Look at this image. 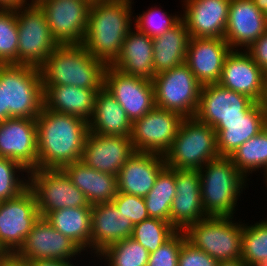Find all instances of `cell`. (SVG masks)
Wrapping results in <instances>:
<instances>
[{
  "mask_svg": "<svg viewBox=\"0 0 267 266\" xmlns=\"http://www.w3.org/2000/svg\"><path fill=\"white\" fill-rule=\"evenodd\" d=\"M239 172L248 180L254 172L263 173L267 177V126L257 135L239 146L230 156Z\"/></svg>",
  "mask_w": 267,
  "mask_h": 266,
  "instance_id": "33",
  "label": "cell"
},
{
  "mask_svg": "<svg viewBox=\"0 0 267 266\" xmlns=\"http://www.w3.org/2000/svg\"><path fill=\"white\" fill-rule=\"evenodd\" d=\"M152 82L156 107L195 117L201 85L186 63L155 75Z\"/></svg>",
  "mask_w": 267,
  "mask_h": 266,
  "instance_id": "8",
  "label": "cell"
},
{
  "mask_svg": "<svg viewBox=\"0 0 267 266\" xmlns=\"http://www.w3.org/2000/svg\"><path fill=\"white\" fill-rule=\"evenodd\" d=\"M176 169L164 167L150 192L144 197L149 217L170 222V209L176 195Z\"/></svg>",
  "mask_w": 267,
  "mask_h": 266,
  "instance_id": "34",
  "label": "cell"
},
{
  "mask_svg": "<svg viewBox=\"0 0 267 266\" xmlns=\"http://www.w3.org/2000/svg\"><path fill=\"white\" fill-rule=\"evenodd\" d=\"M158 5L142 11L141 14L134 15V26L139 31L146 33L149 37H156L163 34L169 28H172L181 20L180 14H168L164 12L162 7L157 8Z\"/></svg>",
  "mask_w": 267,
  "mask_h": 266,
  "instance_id": "40",
  "label": "cell"
},
{
  "mask_svg": "<svg viewBox=\"0 0 267 266\" xmlns=\"http://www.w3.org/2000/svg\"><path fill=\"white\" fill-rule=\"evenodd\" d=\"M16 8H0V64H18Z\"/></svg>",
  "mask_w": 267,
  "mask_h": 266,
  "instance_id": "39",
  "label": "cell"
},
{
  "mask_svg": "<svg viewBox=\"0 0 267 266\" xmlns=\"http://www.w3.org/2000/svg\"><path fill=\"white\" fill-rule=\"evenodd\" d=\"M32 3V0H0V8H17Z\"/></svg>",
  "mask_w": 267,
  "mask_h": 266,
  "instance_id": "47",
  "label": "cell"
},
{
  "mask_svg": "<svg viewBox=\"0 0 267 266\" xmlns=\"http://www.w3.org/2000/svg\"><path fill=\"white\" fill-rule=\"evenodd\" d=\"M40 218L37 200L30 187L18 196L0 202V248L14 254Z\"/></svg>",
  "mask_w": 267,
  "mask_h": 266,
  "instance_id": "11",
  "label": "cell"
},
{
  "mask_svg": "<svg viewBox=\"0 0 267 266\" xmlns=\"http://www.w3.org/2000/svg\"><path fill=\"white\" fill-rule=\"evenodd\" d=\"M5 120L4 85H0V122Z\"/></svg>",
  "mask_w": 267,
  "mask_h": 266,
  "instance_id": "48",
  "label": "cell"
},
{
  "mask_svg": "<svg viewBox=\"0 0 267 266\" xmlns=\"http://www.w3.org/2000/svg\"><path fill=\"white\" fill-rule=\"evenodd\" d=\"M230 2L231 0H182L181 19L190 37L224 38Z\"/></svg>",
  "mask_w": 267,
  "mask_h": 266,
  "instance_id": "20",
  "label": "cell"
},
{
  "mask_svg": "<svg viewBox=\"0 0 267 266\" xmlns=\"http://www.w3.org/2000/svg\"><path fill=\"white\" fill-rule=\"evenodd\" d=\"M254 5L264 14L266 15L267 19V0H252Z\"/></svg>",
  "mask_w": 267,
  "mask_h": 266,
  "instance_id": "50",
  "label": "cell"
},
{
  "mask_svg": "<svg viewBox=\"0 0 267 266\" xmlns=\"http://www.w3.org/2000/svg\"><path fill=\"white\" fill-rule=\"evenodd\" d=\"M0 266H30L29 261L14 254H4L0 258Z\"/></svg>",
  "mask_w": 267,
  "mask_h": 266,
  "instance_id": "45",
  "label": "cell"
},
{
  "mask_svg": "<svg viewBox=\"0 0 267 266\" xmlns=\"http://www.w3.org/2000/svg\"><path fill=\"white\" fill-rule=\"evenodd\" d=\"M186 239L184 231H177L156 251L149 254L147 266H178L181 246Z\"/></svg>",
  "mask_w": 267,
  "mask_h": 266,
  "instance_id": "41",
  "label": "cell"
},
{
  "mask_svg": "<svg viewBox=\"0 0 267 266\" xmlns=\"http://www.w3.org/2000/svg\"><path fill=\"white\" fill-rule=\"evenodd\" d=\"M245 51L267 73V31Z\"/></svg>",
  "mask_w": 267,
  "mask_h": 266,
  "instance_id": "44",
  "label": "cell"
},
{
  "mask_svg": "<svg viewBox=\"0 0 267 266\" xmlns=\"http://www.w3.org/2000/svg\"><path fill=\"white\" fill-rule=\"evenodd\" d=\"M0 85H4L5 120L38 117L43 108V84L39 68L0 64Z\"/></svg>",
  "mask_w": 267,
  "mask_h": 266,
  "instance_id": "5",
  "label": "cell"
},
{
  "mask_svg": "<svg viewBox=\"0 0 267 266\" xmlns=\"http://www.w3.org/2000/svg\"><path fill=\"white\" fill-rule=\"evenodd\" d=\"M249 266H267V258L251 263Z\"/></svg>",
  "mask_w": 267,
  "mask_h": 266,
  "instance_id": "51",
  "label": "cell"
},
{
  "mask_svg": "<svg viewBox=\"0 0 267 266\" xmlns=\"http://www.w3.org/2000/svg\"><path fill=\"white\" fill-rule=\"evenodd\" d=\"M218 84L255 102H265L267 73L243 50H231L226 56Z\"/></svg>",
  "mask_w": 267,
  "mask_h": 266,
  "instance_id": "16",
  "label": "cell"
},
{
  "mask_svg": "<svg viewBox=\"0 0 267 266\" xmlns=\"http://www.w3.org/2000/svg\"><path fill=\"white\" fill-rule=\"evenodd\" d=\"M231 48L224 38L190 37L186 64L201 86L218 84Z\"/></svg>",
  "mask_w": 267,
  "mask_h": 266,
  "instance_id": "22",
  "label": "cell"
},
{
  "mask_svg": "<svg viewBox=\"0 0 267 266\" xmlns=\"http://www.w3.org/2000/svg\"><path fill=\"white\" fill-rule=\"evenodd\" d=\"M266 31V15L252 0H231L224 35L231 50L245 51Z\"/></svg>",
  "mask_w": 267,
  "mask_h": 266,
  "instance_id": "21",
  "label": "cell"
},
{
  "mask_svg": "<svg viewBox=\"0 0 267 266\" xmlns=\"http://www.w3.org/2000/svg\"><path fill=\"white\" fill-rule=\"evenodd\" d=\"M135 152L130 137L89 132L81 161L97 171L117 176L121 167Z\"/></svg>",
  "mask_w": 267,
  "mask_h": 266,
  "instance_id": "19",
  "label": "cell"
},
{
  "mask_svg": "<svg viewBox=\"0 0 267 266\" xmlns=\"http://www.w3.org/2000/svg\"><path fill=\"white\" fill-rule=\"evenodd\" d=\"M74 261L66 260H31L29 261L30 266H77L74 265Z\"/></svg>",
  "mask_w": 267,
  "mask_h": 266,
  "instance_id": "46",
  "label": "cell"
},
{
  "mask_svg": "<svg viewBox=\"0 0 267 266\" xmlns=\"http://www.w3.org/2000/svg\"><path fill=\"white\" fill-rule=\"evenodd\" d=\"M112 67L124 74L153 80V38L136 27L125 36L121 51Z\"/></svg>",
  "mask_w": 267,
  "mask_h": 266,
  "instance_id": "27",
  "label": "cell"
},
{
  "mask_svg": "<svg viewBox=\"0 0 267 266\" xmlns=\"http://www.w3.org/2000/svg\"><path fill=\"white\" fill-rule=\"evenodd\" d=\"M45 14L51 35L58 45L82 44L92 0L32 1Z\"/></svg>",
  "mask_w": 267,
  "mask_h": 266,
  "instance_id": "12",
  "label": "cell"
},
{
  "mask_svg": "<svg viewBox=\"0 0 267 266\" xmlns=\"http://www.w3.org/2000/svg\"><path fill=\"white\" fill-rule=\"evenodd\" d=\"M133 227L132 221L112 202L92 205L91 256L96 257L109 245L130 238Z\"/></svg>",
  "mask_w": 267,
  "mask_h": 266,
  "instance_id": "26",
  "label": "cell"
},
{
  "mask_svg": "<svg viewBox=\"0 0 267 266\" xmlns=\"http://www.w3.org/2000/svg\"><path fill=\"white\" fill-rule=\"evenodd\" d=\"M201 199L207 216L234 217L238 200L248 187L247 179L239 172L230 157L219 156L198 169Z\"/></svg>",
  "mask_w": 267,
  "mask_h": 266,
  "instance_id": "4",
  "label": "cell"
},
{
  "mask_svg": "<svg viewBox=\"0 0 267 266\" xmlns=\"http://www.w3.org/2000/svg\"><path fill=\"white\" fill-rule=\"evenodd\" d=\"M219 156L216 131L193 117L181 121L164 159L166 167L171 169L198 170Z\"/></svg>",
  "mask_w": 267,
  "mask_h": 266,
  "instance_id": "6",
  "label": "cell"
},
{
  "mask_svg": "<svg viewBox=\"0 0 267 266\" xmlns=\"http://www.w3.org/2000/svg\"><path fill=\"white\" fill-rule=\"evenodd\" d=\"M106 64L90 55L83 44L58 45L39 67L43 86L104 87Z\"/></svg>",
  "mask_w": 267,
  "mask_h": 266,
  "instance_id": "3",
  "label": "cell"
},
{
  "mask_svg": "<svg viewBox=\"0 0 267 266\" xmlns=\"http://www.w3.org/2000/svg\"><path fill=\"white\" fill-rule=\"evenodd\" d=\"M35 120L38 169H62L81 161L88 122L44 107Z\"/></svg>",
  "mask_w": 267,
  "mask_h": 266,
  "instance_id": "1",
  "label": "cell"
},
{
  "mask_svg": "<svg viewBox=\"0 0 267 266\" xmlns=\"http://www.w3.org/2000/svg\"><path fill=\"white\" fill-rule=\"evenodd\" d=\"M112 203L119 212H122L127 219L132 221L133 225L150 218L145 206L144 197L118 192Z\"/></svg>",
  "mask_w": 267,
  "mask_h": 266,
  "instance_id": "42",
  "label": "cell"
},
{
  "mask_svg": "<svg viewBox=\"0 0 267 266\" xmlns=\"http://www.w3.org/2000/svg\"><path fill=\"white\" fill-rule=\"evenodd\" d=\"M184 232L190 243L218 262L241 259L242 222H237L236 216H208L190 224Z\"/></svg>",
  "mask_w": 267,
  "mask_h": 266,
  "instance_id": "7",
  "label": "cell"
},
{
  "mask_svg": "<svg viewBox=\"0 0 267 266\" xmlns=\"http://www.w3.org/2000/svg\"><path fill=\"white\" fill-rule=\"evenodd\" d=\"M89 132L106 136L130 137L132 122L117 100L103 87L98 91Z\"/></svg>",
  "mask_w": 267,
  "mask_h": 266,
  "instance_id": "30",
  "label": "cell"
},
{
  "mask_svg": "<svg viewBox=\"0 0 267 266\" xmlns=\"http://www.w3.org/2000/svg\"><path fill=\"white\" fill-rule=\"evenodd\" d=\"M255 103L250 97L219 84L205 85L201 86L195 118L215 128L221 121L244 117Z\"/></svg>",
  "mask_w": 267,
  "mask_h": 266,
  "instance_id": "17",
  "label": "cell"
},
{
  "mask_svg": "<svg viewBox=\"0 0 267 266\" xmlns=\"http://www.w3.org/2000/svg\"><path fill=\"white\" fill-rule=\"evenodd\" d=\"M18 64L39 68L58 46L42 9L35 3L16 8Z\"/></svg>",
  "mask_w": 267,
  "mask_h": 266,
  "instance_id": "9",
  "label": "cell"
},
{
  "mask_svg": "<svg viewBox=\"0 0 267 266\" xmlns=\"http://www.w3.org/2000/svg\"><path fill=\"white\" fill-rule=\"evenodd\" d=\"M29 187L36 196L39 214L63 208L92 207L62 169H34L29 172Z\"/></svg>",
  "mask_w": 267,
  "mask_h": 266,
  "instance_id": "10",
  "label": "cell"
},
{
  "mask_svg": "<svg viewBox=\"0 0 267 266\" xmlns=\"http://www.w3.org/2000/svg\"><path fill=\"white\" fill-rule=\"evenodd\" d=\"M0 157L17 161L29 172L38 169L35 119L9 118L0 122Z\"/></svg>",
  "mask_w": 267,
  "mask_h": 266,
  "instance_id": "18",
  "label": "cell"
},
{
  "mask_svg": "<svg viewBox=\"0 0 267 266\" xmlns=\"http://www.w3.org/2000/svg\"><path fill=\"white\" fill-rule=\"evenodd\" d=\"M81 252L84 253L74 241L57 231L45 217L40 216L15 254L28 261L46 259L75 261L76 257L83 255Z\"/></svg>",
  "mask_w": 267,
  "mask_h": 266,
  "instance_id": "15",
  "label": "cell"
},
{
  "mask_svg": "<svg viewBox=\"0 0 267 266\" xmlns=\"http://www.w3.org/2000/svg\"><path fill=\"white\" fill-rule=\"evenodd\" d=\"M5 253L2 251V249L0 248V258L4 255Z\"/></svg>",
  "mask_w": 267,
  "mask_h": 266,
  "instance_id": "52",
  "label": "cell"
},
{
  "mask_svg": "<svg viewBox=\"0 0 267 266\" xmlns=\"http://www.w3.org/2000/svg\"><path fill=\"white\" fill-rule=\"evenodd\" d=\"M175 187L170 223L178 231H184L190 224L208 217L202 204L198 170L176 169Z\"/></svg>",
  "mask_w": 267,
  "mask_h": 266,
  "instance_id": "23",
  "label": "cell"
},
{
  "mask_svg": "<svg viewBox=\"0 0 267 266\" xmlns=\"http://www.w3.org/2000/svg\"><path fill=\"white\" fill-rule=\"evenodd\" d=\"M177 231L170 222L150 217L134 225L131 238L139 242L149 253H152Z\"/></svg>",
  "mask_w": 267,
  "mask_h": 266,
  "instance_id": "36",
  "label": "cell"
},
{
  "mask_svg": "<svg viewBox=\"0 0 267 266\" xmlns=\"http://www.w3.org/2000/svg\"><path fill=\"white\" fill-rule=\"evenodd\" d=\"M149 254L145 247L130 237L109 245L94 261L103 260L104 266H147Z\"/></svg>",
  "mask_w": 267,
  "mask_h": 266,
  "instance_id": "35",
  "label": "cell"
},
{
  "mask_svg": "<svg viewBox=\"0 0 267 266\" xmlns=\"http://www.w3.org/2000/svg\"><path fill=\"white\" fill-rule=\"evenodd\" d=\"M183 119L177 112L155 106L132 123L130 139L135 151L164 155L171 147Z\"/></svg>",
  "mask_w": 267,
  "mask_h": 266,
  "instance_id": "13",
  "label": "cell"
},
{
  "mask_svg": "<svg viewBox=\"0 0 267 266\" xmlns=\"http://www.w3.org/2000/svg\"><path fill=\"white\" fill-rule=\"evenodd\" d=\"M218 266H248L242 259L218 262Z\"/></svg>",
  "mask_w": 267,
  "mask_h": 266,
  "instance_id": "49",
  "label": "cell"
},
{
  "mask_svg": "<svg viewBox=\"0 0 267 266\" xmlns=\"http://www.w3.org/2000/svg\"><path fill=\"white\" fill-rule=\"evenodd\" d=\"M97 93L96 89L69 85L43 86V107L89 122L94 112Z\"/></svg>",
  "mask_w": 267,
  "mask_h": 266,
  "instance_id": "28",
  "label": "cell"
},
{
  "mask_svg": "<svg viewBox=\"0 0 267 266\" xmlns=\"http://www.w3.org/2000/svg\"><path fill=\"white\" fill-rule=\"evenodd\" d=\"M91 212L92 207L63 208L48 213L45 219L57 231L74 241L85 253H90Z\"/></svg>",
  "mask_w": 267,
  "mask_h": 266,
  "instance_id": "32",
  "label": "cell"
},
{
  "mask_svg": "<svg viewBox=\"0 0 267 266\" xmlns=\"http://www.w3.org/2000/svg\"><path fill=\"white\" fill-rule=\"evenodd\" d=\"M266 126L267 105L265 102H256L240 119L221 121L214 128L219 155L230 157L239 146L257 135Z\"/></svg>",
  "mask_w": 267,
  "mask_h": 266,
  "instance_id": "25",
  "label": "cell"
},
{
  "mask_svg": "<svg viewBox=\"0 0 267 266\" xmlns=\"http://www.w3.org/2000/svg\"><path fill=\"white\" fill-rule=\"evenodd\" d=\"M267 258V218L248 224L242 222L241 259L249 266L251 263Z\"/></svg>",
  "mask_w": 267,
  "mask_h": 266,
  "instance_id": "37",
  "label": "cell"
},
{
  "mask_svg": "<svg viewBox=\"0 0 267 266\" xmlns=\"http://www.w3.org/2000/svg\"><path fill=\"white\" fill-rule=\"evenodd\" d=\"M28 187L29 171L15 160L0 157V202L18 196Z\"/></svg>",
  "mask_w": 267,
  "mask_h": 266,
  "instance_id": "38",
  "label": "cell"
},
{
  "mask_svg": "<svg viewBox=\"0 0 267 266\" xmlns=\"http://www.w3.org/2000/svg\"><path fill=\"white\" fill-rule=\"evenodd\" d=\"M134 0H93L88 11L83 46L90 55L111 65L118 57L125 36L133 28Z\"/></svg>",
  "mask_w": 267,
  "mask_h": 266,
  "instance_id": "2",
  "label": "cell"
},
{
  "mask_svg": "<svg viewBox=\"0 0 267 266\" xmlns=\"http://www.w3.org/2000/svg\"><path fill=\"white\" fill-rule=\"evenodd\" d=\"M104 88L117 100L132 123L155 107L151 80L124 74L111 65L105 69Z\"/></svg>",
  "mask_w": 267,
  "mask_h": 266,
  "instance_id": "14",
  "label": "cell"
},
{
  "mask_svg": "<svg viewBox=\"0 0 267 266\" xmlns=\"http://www.w3.org/2000/svg\"><path fill=\"white\" fill-rule=\"evenodd\" d=\"M189 40V31L182 19L163 34L153 37L155 75L186 62Z\"/></svg>",
  "mask_w": 267,
  "mask_h": 266,
  "instance_id": "31",
  "label": "cell"
},
{
  "mask_svg": "<svg viewBox=\"0 0 267 266\" xmlns=\"http://www.w3.org/2000/svg\"><path fill=\"white\" fill-rule=\"evenodd\" d=\"M165 166L164 155L136 151L118 172V192L145 197Z\"/></svg>",
  "mask_w": 267,
  "mask_h": 266,
  "instance_id": "24",
  "label": "cell"
},
{
  "mask_svg": "<svg viewBox=\"0 0 267 266\" xmlns=\"http://www.w3.org/2000/svg\"><path fill=\"white\" fill-rule=\"evenodd\" d=\"M265 182H266V183H264L266 185L265 187H267V177L265 178Z\"/></svg>",
  "mask_w": 267,
  "mask_h": 266,
  "instance_id": "53",
  "label": "cell"
},
{
  "mask_svg": "<svg viewBox=\"0 0 267 266\" xmlns=\"http://www.w3.org/2000/svg\"><path fill=\"white\" fill-rule=\"evenodd\" d=\"M62 170L84 193L91 205L111 203L118 193L117 176L97 171L86 166L82 161L68 164Z\"/></svg>",
  "mask_w": 267,
  "mask_h": 266,
  "instance_id": "29",
  "label": "cell"
},
{
  "mask_svg": "<svg viewBox=\"0 0 267 266\" xmlns=\"http://www.w3.org/2000/svg\"><path fill=\"white\" fill-rule=\"evenodd\" d=\"M178 266H218V261L186 239L181 246Z\"/></svg>",
  "mask_w": 267,
  "mask_h": 266,
  "instance_id": "43",
  "label": "cell"
}]
</instances>
